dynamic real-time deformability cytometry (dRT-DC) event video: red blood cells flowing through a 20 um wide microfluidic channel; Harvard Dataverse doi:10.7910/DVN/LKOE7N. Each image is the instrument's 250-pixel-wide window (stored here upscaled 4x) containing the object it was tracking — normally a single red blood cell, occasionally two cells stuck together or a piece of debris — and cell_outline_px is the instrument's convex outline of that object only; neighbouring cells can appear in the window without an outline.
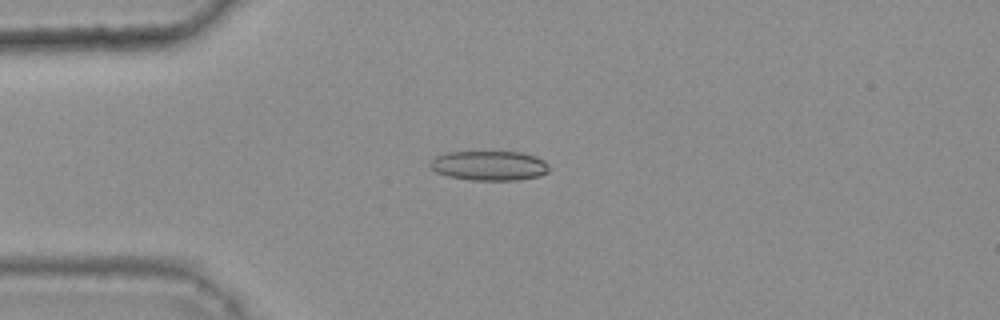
{"species": "common noctule bat (a hibernating species)", "species_latin": "Nyctalus noctula", "temperature_condition": "warm", "stored_images_in_passage": 36, "camera_frame_rate_fps": 3000, "um_per_image_px": 0.085, "animal": {"sex": "female", "body_mass_g": 25.1}, "frame": {"image": 1, "passage_image": 6, "time_ms": 1.667, "image_size_px": [1000, 320], "cell_outline_px": [[548, 172], [540, 176], [520, 180], [472, 180], [448, 176], [436, 172], [428, 164], [436, 156], [444, 152], [520, 152], [536, 156], [544, 160], [548, 164]], "centroid_in_image_um": [41.6, 14.08], "position_along_channel_um": 43.4, "area_um2": 20.63}}
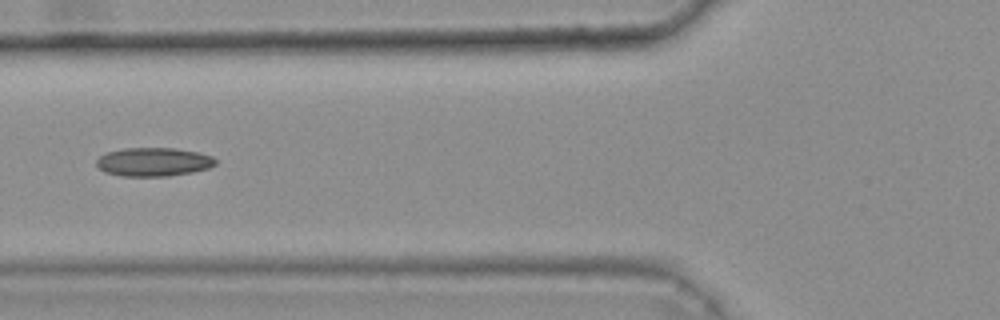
{"frame": {"image": 2, "passage_image": 13, "time_ms": 4.0, "image_size_px": [1000, 320], "cell_outline_px": [[216, 164], [208, 168], [192, 172], [168, 176], [120, 176], [104, 172], [96, 164], [96, 160], [104, 152], [124, 148], [172, 148], [196, 152], [212, 156], [216, 160]], "centroid_in_image_um": [13.01, 13.76], "position_along_channel_um": 112.8, "area_um2": 19.88}}
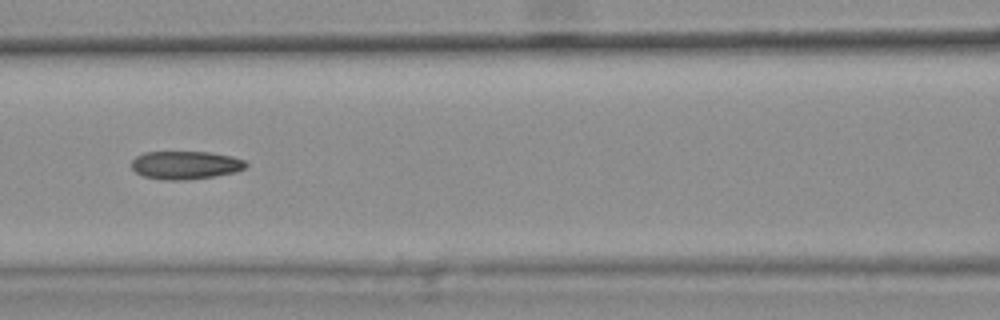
{"frame": {"image": 3, "passage_image": 16, "time_ms": 5.0, "image_size_px": [1000, 320], "cell_outline_px": [[248, 164], [244, 168], [236, 172], [216, 176], [184, 180], [164, 180], [144, 176], [136, 172], [132, 168], [132, 160], [136, 156], [144, 152], [212, 152], [232, 156], [244, 160]], "centroid_in_image_um": [15.78, 14.03], "position_along_channel_um": 150.8, "area_um2": 18.84}, "authors_computed_cell_mechanics": {"area_um2": 18.9006, "velocity_mm_per_s": 3.8032, "shape_relaxation_time_tau1_ms": null, "shape_relaxation_time_tau2_ms": 4.5211, "deformation_change_tau1": null, "deformation_change_tau2": 0.1195}}